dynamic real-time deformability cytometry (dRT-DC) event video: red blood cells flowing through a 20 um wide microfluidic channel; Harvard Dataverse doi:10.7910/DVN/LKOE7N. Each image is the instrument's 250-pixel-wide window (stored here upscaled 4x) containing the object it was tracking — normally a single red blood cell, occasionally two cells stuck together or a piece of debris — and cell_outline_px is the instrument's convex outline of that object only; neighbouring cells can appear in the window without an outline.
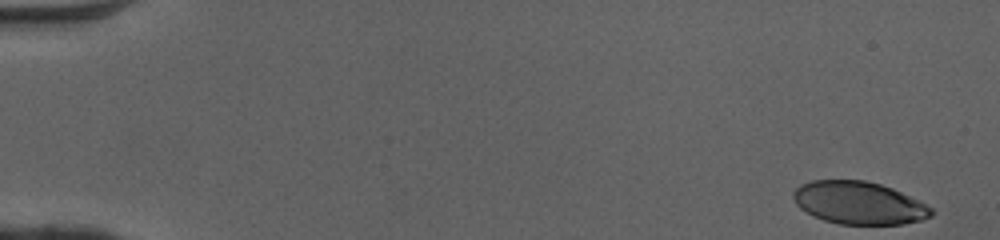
{"species": "human", "species_latin": "Homo sapiens", "temperature_condition": "cold", "stored_images_in_passage": 49, "camera_frame_rate_fps": 3000, "um_per_image_px": 0.085, "donor": {"sex": "female"}, "frame": {"image": 1, "passage_image": 1, "time_ms": 0.0, "image_size_px": [1000, 240], "cell_outline_px": [[932, 216], [920, 220], [904, 224], [840, 224], [824, 220], [812, 216], [800, 208], [796, 204], [792, 196], [792, 192], [800, 184], [812, 180], [864, 180], [880, 184], [892, 188], [920, 200], [932, 208]], "centroid_in_image_um": [72.99, 17.24], "position_along_channel_um": 12.0, "area_um2": 34.45}}
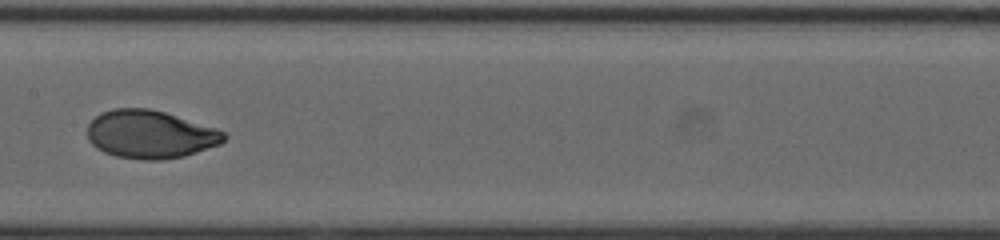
{"frame": {"image": 2, "passage_image": 26, "time_ms": 8.333, "image_size_px": [1000, 240], "cell_outline_px": [[228, 136], [220, 144], [184, 156], [160, 160], [140, 160], [116, 156], [104, 152], [96, 148], [88, 140], [88, 124], [100, 112], [112, 108], [148, 108], [164, 112], [216, 128], [224, 132]], "centroid_in_image_um": [12.74, 11.42], "position_along_channel_um": 194.7, "area_um2": 38.32}}
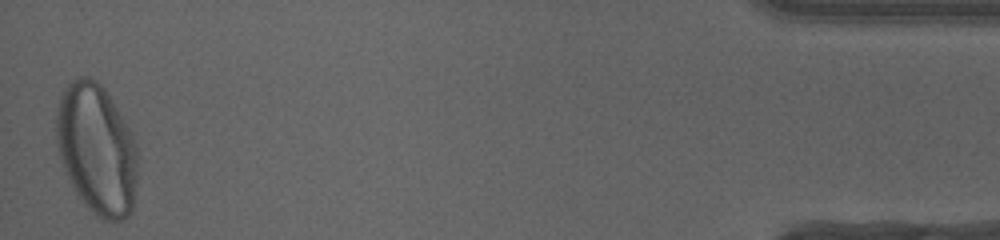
{"frame": {"image": 3, "passage_image": 49, "time_ms": 16.0, "image_size_px": [1000, 240], "cell_outline_px": [[136, 180], [132, 212], [128, 216], [120, 220], [104, 220], [96, 216], [80, 200], [64, 168], [56, 144], [56, 108], [60, 96], [64, 88], [76, 76], [92, 76], [104, 88], [132, 132], [136, 144]], "centroid_in_image_um": [8.21, 12.65], "position_along_channel_um": 427.0, "area_um2": 61.96}, "authors_computed_cell_mechanics": {"area_um2": 37.8012, "velocity_mm_per_s": 4.0929, "shape_relaxation_time_tau1_ms": 3.2992, "shape_relaxation_time_tau2_ms": null, "deformation_change_tau1": 0.1918, "deformation_change_tau2": null}}